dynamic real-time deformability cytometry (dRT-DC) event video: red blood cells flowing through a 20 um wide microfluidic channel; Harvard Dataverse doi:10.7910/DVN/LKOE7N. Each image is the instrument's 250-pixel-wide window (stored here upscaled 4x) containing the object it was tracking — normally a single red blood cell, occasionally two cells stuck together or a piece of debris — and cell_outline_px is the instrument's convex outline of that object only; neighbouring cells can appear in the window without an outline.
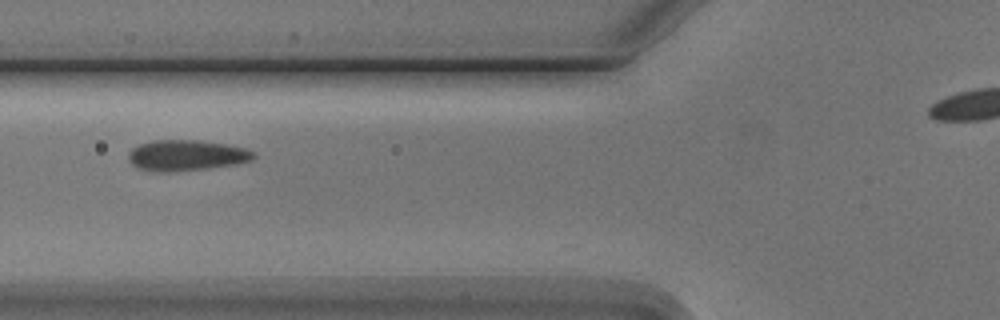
{"species": "Egyptian fruit bat (a non-hibernating species)", "species_latin": "Rousettus aegyptiacus", "temperature_condition": "cold", "stored_images_in_passage": 7, "segment_of_instrument_passage": [1, 2], "camera_frame_rate_fps": 3000, "um_per_image_px": 0.085, "animal": {"sex": "male"}, "frame": {"image": 1, "passage_image": 2, "time_ms": 1.333, "image_size_px": [1000, 320], "cell_outline_px": [[256, 156], [252, 160], [236, 164], [208, 168], [172, 172], [156, 172], [136, 168], [128, 160], [128, 152], [132, 148], [140, 144], [156, 140], [200, 140], [224, 144], [244, 148], [256, 152]], "centroid_in_image_um": [15.82, 13.21], "position_along_channel_um": 110.0, "area_um2": 22.6}}
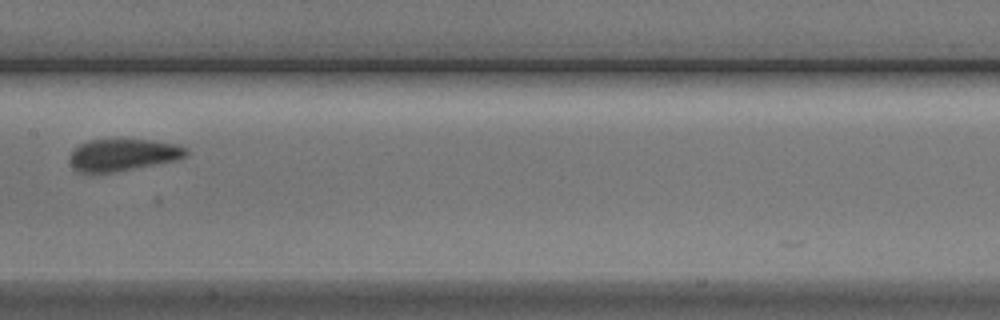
{"frame": {"image": 2, "passage_image": 4, "time_ms": 3.667, "image_size_px": [1000, 320], "cell_outline_px": [[188, 156], [180, 160], [112, 172], [80, 172], [72, 164], [72, 152], [80, 144], [88, 140], [152, 140], [180, 144], [188, 148]], "centroid_in_image_um": [10.59, 13.15], "position_along_channel_um": 196.8, "area_um2": 21.5}}
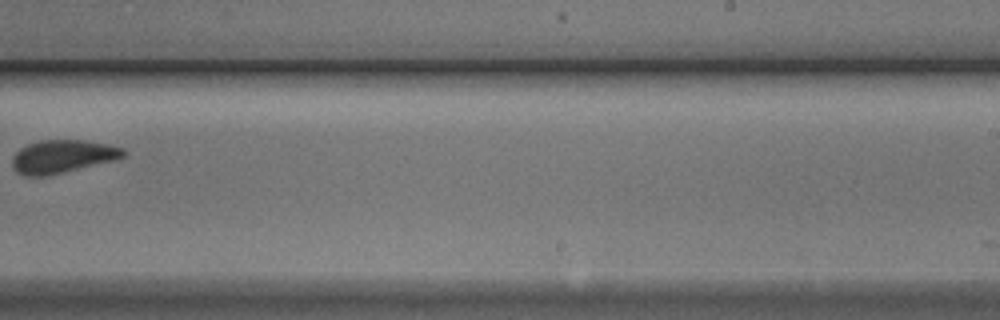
{"frame": {"image": 3, "passage_image": 6, "time_ms": 6.0, "image_size_px": [1000, 320], "cell_outline_px": [[128, 152], [124, 156], [112, 160], [48, 176], [24, 176], [16, 172], [12, 168], [12, 156], [20, 148], [28, 144], [40, 140], [84, 140], [108, 144], [124, 148]], "centroid_in_image_um": [5.27, 13.3], "position_along_channel_um": 283.7, "area_um2": 21.44}}